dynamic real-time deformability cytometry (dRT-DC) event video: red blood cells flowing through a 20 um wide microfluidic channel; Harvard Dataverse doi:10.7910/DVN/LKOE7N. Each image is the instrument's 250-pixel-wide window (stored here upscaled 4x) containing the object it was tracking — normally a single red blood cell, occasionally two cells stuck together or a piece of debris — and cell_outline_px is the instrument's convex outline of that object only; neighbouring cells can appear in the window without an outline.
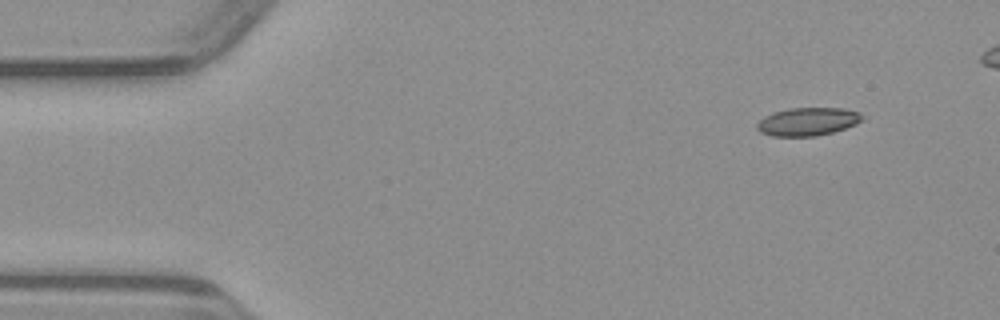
{"species": "common noctule bat (a hibernating species)", "species_latin": "Nyctalus noctula", "temperature_condition": "warm", "stored_images_in_passage": 42, "camera_frame_rate_fps": 3000, "um_per_image_px": 0.085, "animal": {"sex": "male", "body_mass_g": 23.1, "forearm_length_mm": 52.7}, "frame": {"image": 1, "passage_image": 1, "time_ms": 0.0, "image_size_px": [1000, 320], "cell_outline_px": [[864, 116], [856, 124], [832, 132], [816, 136], [772, 136], [760, 132], [756, 128], [756, 124], [764, 116], [788, 108], [844, 108], [860, 112]], "centroid_in_image_um": [68.65, 10.33], "position_along_channel_um": 16.4, "area_um2": 17.17}}
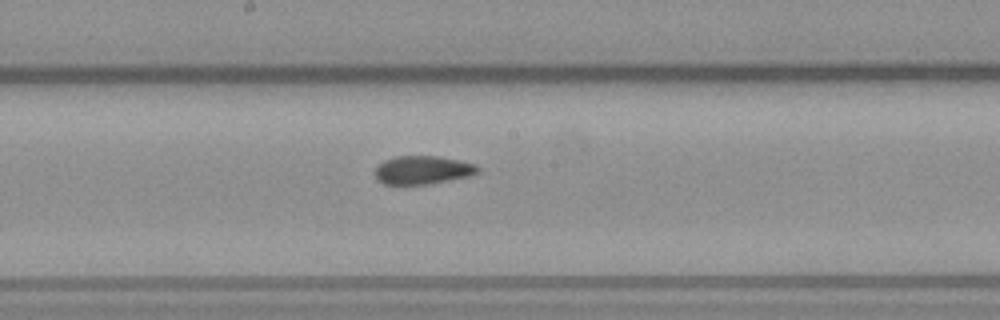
{"frame": {"image": 2, "passage_image": 22, "time_ms": 7.0, "image_size_px": [1000, 320], "cell_outline_px": [[480, 172], [468, 176], [432, 184], [384, 184], [376, 180], [372, 172], [384, 160], [396, 156], [436, 156], [476, 164], [480, 168]], "centroid_in_image_um": [35.89, 14.46], "position_along_channel_um": 212.3, "area_um2": 17.11}}
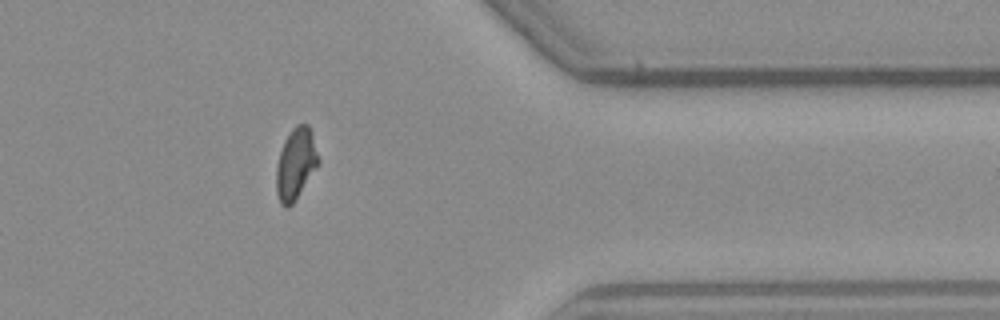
{"frame": {"image": 3, "passage_image": 36, "time_ms": 11.667, "image_size_px": [1000, 320], "cell_outline_px": [[320, 160], [316, 168], [292, 204], [288, 208], [284, 208], [280, 204], [276, 192], [276, 168], [280, 152], [284, 140], [292, 128], [296, 124], [308, 124]], "centroid_in_image_um": [25.11, 13.94], "position_along_channel_um": 386.3, "area_um2": 17.34}}